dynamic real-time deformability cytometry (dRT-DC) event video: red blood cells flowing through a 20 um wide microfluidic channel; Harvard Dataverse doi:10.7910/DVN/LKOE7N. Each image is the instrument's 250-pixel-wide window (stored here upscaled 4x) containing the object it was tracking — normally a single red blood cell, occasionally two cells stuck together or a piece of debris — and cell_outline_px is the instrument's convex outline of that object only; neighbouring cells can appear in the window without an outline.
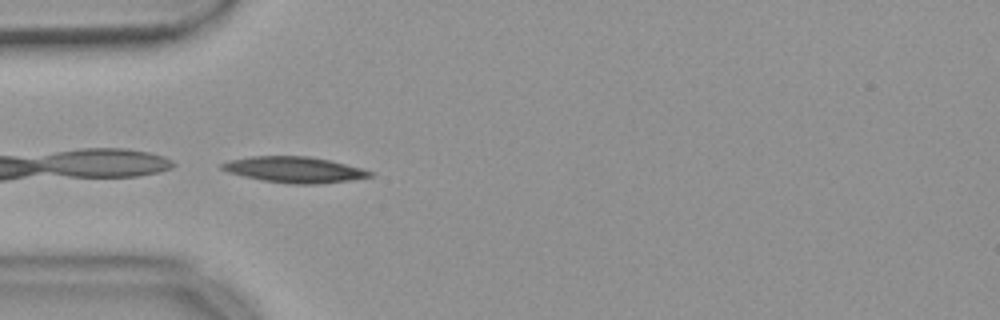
{"species": "common noctule bat (a hibernating species)", "species_latin": "Nyctalus noctula", "temperature_condition": "warm", "stored_images_in_passage": 38, "camera_frame_rate_fps": 3000, "um_per_image_px": 0.085, "animal": {"sex": "female", "body_mass_g": 18.4}, "frame": {"image": 1, "passage_image": 1, "time_ms": 0.0, "image_size_px": [1000, 320], "cell_outline_px": [[372, 176], [348, 180], [316, 184], [288, 184], [264, 180], [244, 176], [228, 172], [220, 168], [220, 164], [228, 160], [252, 156], [308, 156], [328, 160], [360, 168], [372, 172]], "centroid_in_image_um": [24.95, 14.42], "position_along_channel_um": 60.0, "area_um2": 22.02}}
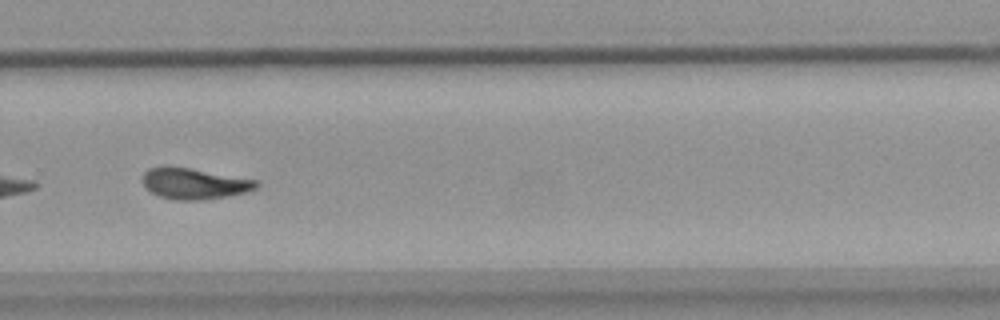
{"frame": {"image": 2, "passage_image": 22, "time_ms": 7.0, "image_size_px": [1000, 320], "cell_outline_px": [[260, 184], [256, 188], [248, 192], [228, 196], [204, 200], [176, 200], [160, 196], [152, 192], [140, 180], [144, 172], [148, 168], [188, 168], [260, 180]], "centroid_in_image_um": [16.58, 15.63], "position_along_channel_um": 313.2, "area_um2": 20.35}}
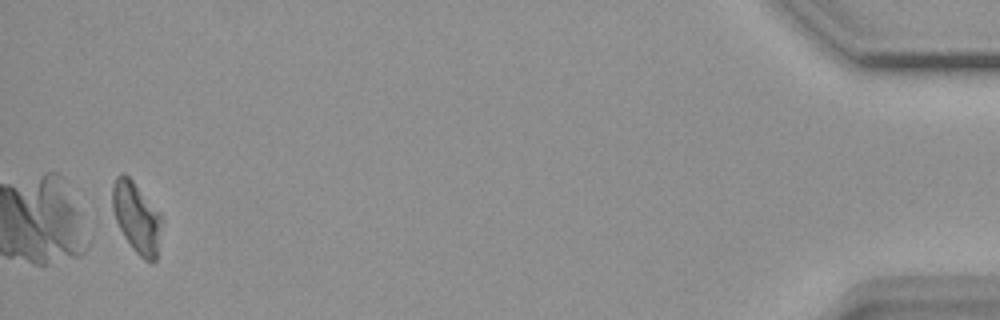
{"frame": {"image": 3, "passage_image": 38, "time_ms": 12.333, "image_size_px": [1000, 320], "cell_outline_px": [[160, 220], [156, 260], [152, 264], [144, 260], [132, 248], [124, 236], [116, 220], [112, 208], [112, 184], [116, 176], [124, 172], [132, 180], [160, 212]], "centroid_in_image_um": [11.57, 18.47], "position_along_channel_um": 423.6, "area_um2": 19.94}, "authors_computed_cell_mechanics": {"area_um2": 20.9525, "velocity_mm_per_s": 3.6582, "shape_relaxation_time_tau1_ms": 6.1903, "shape_relaxation_time_tau2_ms": null, "deformation_change_tau1": 0.178, "deformation_change_tau2": null}}